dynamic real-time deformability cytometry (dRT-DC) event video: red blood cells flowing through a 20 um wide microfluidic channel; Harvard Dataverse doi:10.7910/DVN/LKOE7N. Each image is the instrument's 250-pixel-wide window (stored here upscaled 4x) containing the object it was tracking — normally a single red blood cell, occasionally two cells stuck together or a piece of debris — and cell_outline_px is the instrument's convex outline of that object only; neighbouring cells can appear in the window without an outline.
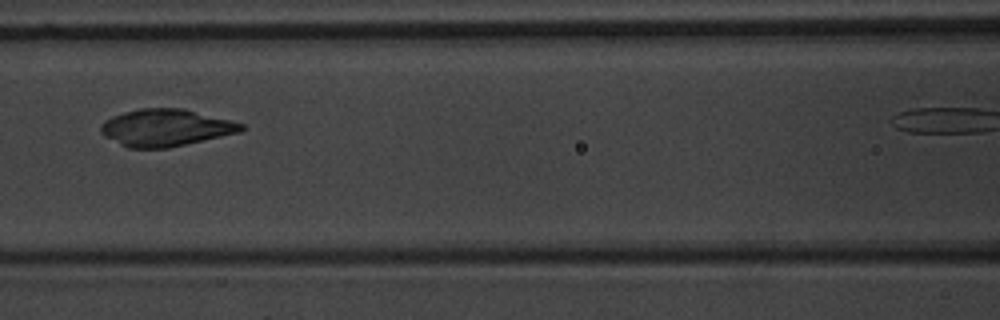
{"species": "common noctule bat (a hibernating species)", "species_latin": "Nyctalus noctula", "temperature_condition": "warm", "stored_images_in_passage": 5, "camera_frame_rate_fps": 3000, "um_per_image_px": 0.085, "animal": {"sex": "male", "body_mass_g": 20.1, "forearm_length_mm": 53.5}, "frame": {"image": 1, "passage_image": 3, "time_ms": 2.333, "image_size_px": [1000, 320], "cell_outline_px": [[248, 128], [240, 132], [168, 148], [128, 148], [104, 136], [100, 132], [100, 124], [104, 120], [112, 116], [124, 112], [140, 108], [184, 108], [244, 124]], "centroid_in_image_um": [14.07, 10.85], "position_along_channel_um": 152.5, "area_um2": 30.4}}